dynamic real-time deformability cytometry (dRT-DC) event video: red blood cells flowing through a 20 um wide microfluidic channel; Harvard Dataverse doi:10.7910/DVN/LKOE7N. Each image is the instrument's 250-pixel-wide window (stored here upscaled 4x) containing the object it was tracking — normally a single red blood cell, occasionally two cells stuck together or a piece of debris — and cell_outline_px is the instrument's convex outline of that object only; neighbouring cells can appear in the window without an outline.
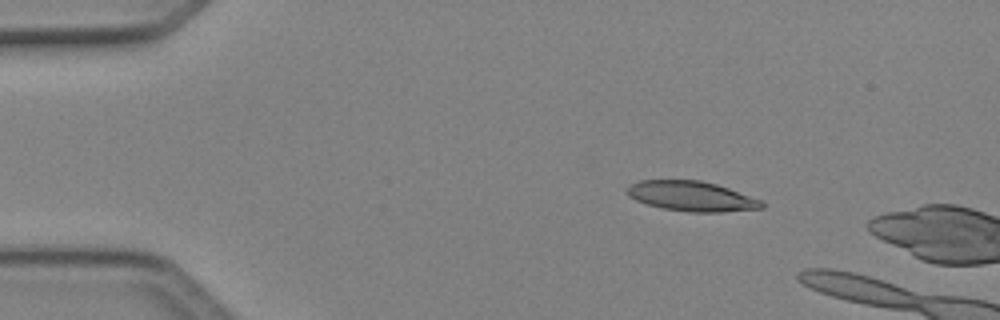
{"species": "Egyptian fruit bat (a non-hibernating species)", "species_latin": "Rousettus aegyptiacus", "temperature_condition": "cold", "stored_images_in_passage": 10, "camera_frame_rate_fps": 3000, "um_per_image_px": 0.085, "animal": {"sex": "female"}, "frame": {"image": 1, "passage_image": 4, "time_ms": 1.0, "image_size_px": [1000, 320], "cell_outline_px": [[764, 208], [720, 212], [688, 212], [664, 208], [648, 204], [636, 200], [628, 196], [624, 188], [640, 180], [700, 180], [716, 184], [764, 200]], "centroid_in_image_um": [58.8, 16.67], "position_along_channel_um": 26.2, "area_um2": 23.58}}